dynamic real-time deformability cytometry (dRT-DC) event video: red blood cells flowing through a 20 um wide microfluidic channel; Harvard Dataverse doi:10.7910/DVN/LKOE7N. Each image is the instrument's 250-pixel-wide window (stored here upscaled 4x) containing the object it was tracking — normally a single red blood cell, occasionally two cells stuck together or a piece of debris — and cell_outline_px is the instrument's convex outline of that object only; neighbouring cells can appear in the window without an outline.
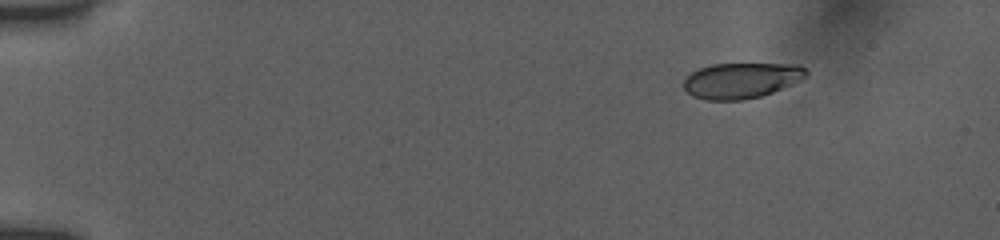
{"species": "human", "species_latin": "Homo sapiens", "temperature_condition": "room temperature", "stored_images_in_passage": 48, "camera_frame_rate_fps": 3000, "um_per_image_px": 0.085, "donor": {"sex": "female"}, "frame": {"image": 1, "passage_image": 2, "time_ms": 0.333, "image_size_px": [1000, 240], "cell_outline_px": [[808, 76], [792, 84], [772, 92], [760, 96], [744, 100], [704, 100], [692, 96], [684, 88], [684, 80], [692, 72], [700, 68], [712, 64], [800, 64], [808, 72]], "centroid_in_image_um": [63.02, 6.84], "position_along_channel_um": 22.0, "area_um2": 25.37}}
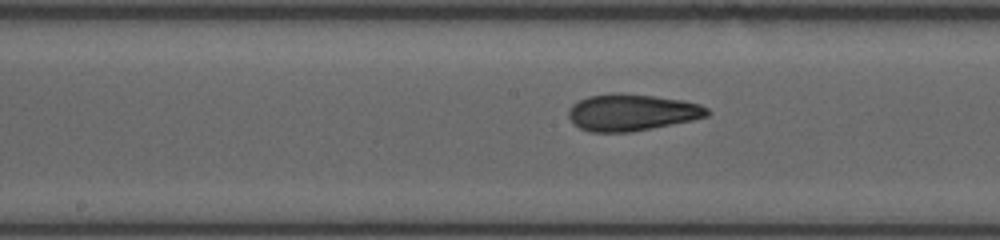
{"frame": {"image": 2, "passage_image": 24, "time_ms": 7.667, "image_size_px": [1000, 240], "cell_outline_px": [[712, 112], [708, 116], [692, 120], [632, 132], [588, 132], [580, 128], [568, 116], [568, 112], [572, 104], [588, 96], [616, 92], [620, 92], [684, 100], [700, 104], [708, 108]], "centroid_in_image_um": [53.72, 9.55], "position_along_channel_um": 194.5, "area_um2": 29.77}}
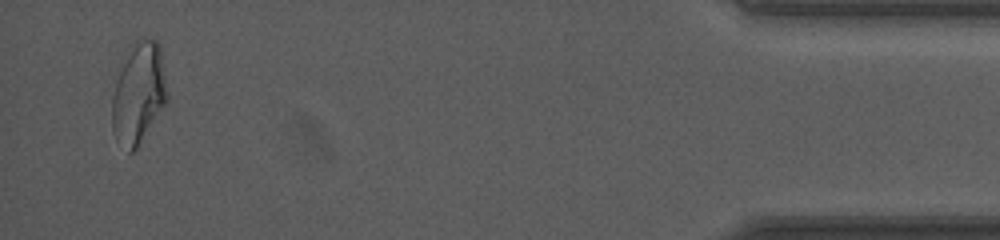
{"frame": {"image": 3, "passage_image": 47, "time_ms": 15.333, "image_size_px": [1000, 240], "cell_outline_px": [[168, 104], [136, 148], [132, 152], [128, 152], [116, 140], [112, 128], [112, 96], [120, 72], [136, 40], [156, 40], [160, 44], [168, 92]], "centroid_in_image_um": [11.83, 8.0], "position_along_channel_um": 423.4, "area_um2": 32.14}, "authors_computed_cell_mechanics": {"area_um2": 29.2468, "velocity_mm_per_s": 3.9043, "shape_relaxation_time_tau1_ms": 4.503, "shape_relaxation_time_tau2_ms": 1.3787, "deformation_change_tau1": 0.1456, "deformation_change_tau2": 0.0704}}